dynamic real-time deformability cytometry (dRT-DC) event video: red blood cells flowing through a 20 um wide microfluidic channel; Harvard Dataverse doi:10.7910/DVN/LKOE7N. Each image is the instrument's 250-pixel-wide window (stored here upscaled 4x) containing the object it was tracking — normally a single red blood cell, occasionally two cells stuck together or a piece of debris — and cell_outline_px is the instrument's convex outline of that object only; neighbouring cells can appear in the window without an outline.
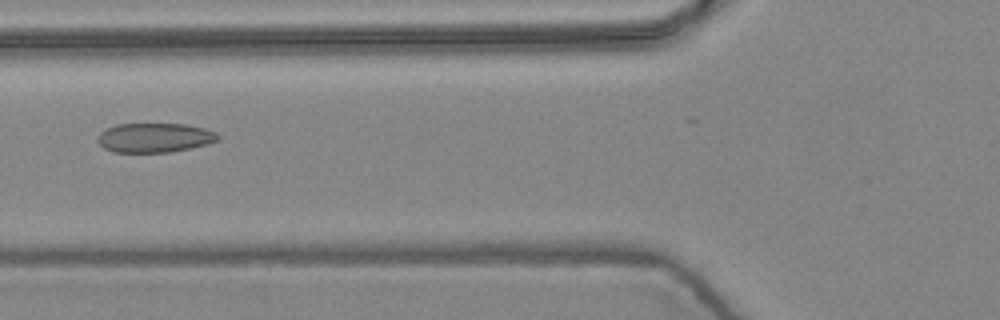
{"species": "common noctule bat (a hibernating species)", "species_latin": "Nyctalus noctula", "temperature_condition": "warm", "stored_images_in_passage": 6, "camera_frame_rate_fps": 3000, "um_per_image_px": 0.085, "animal": {"sex": "female", "body_mass_g": 24.6, "forearm_length_mm": 56.2}, "frame": {"image": 1, "passage_image": 6, "time_ms": 1.667, "image_size_px": [1000, 320], "cell_outline_px": [[220, 140], [208, 144], [168, 152], [112, 152], [104, 148], [96, 140], [100, 132], [116, 124], [184, 124], [204, 128], [216, 132], [220, 136]], "centroid_in_image_um": [13.14, 11.7], "position_along_channel_um": 112.7, "area_um2": 20.58}}